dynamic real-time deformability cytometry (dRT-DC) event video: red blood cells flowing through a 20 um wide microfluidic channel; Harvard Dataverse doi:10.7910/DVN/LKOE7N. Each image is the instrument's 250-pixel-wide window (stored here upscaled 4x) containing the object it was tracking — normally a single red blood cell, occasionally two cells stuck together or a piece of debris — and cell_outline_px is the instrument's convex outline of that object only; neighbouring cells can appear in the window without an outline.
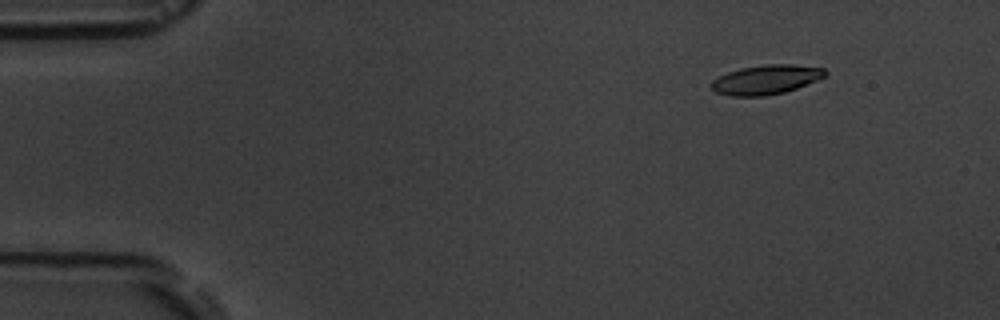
{"species": "common noctule bat (a hibernating species)", "species_latin": "Nyctalus noctula", "temperature_condition": "room temperature", "stored_images_in_passage": 4, "camera_frame_rate_fps": 3000, "um_per_image_px": 0.085, "animal": {"sex": "male", "body_mass_g": 19.5, "forearm_length_mm": 54.6}, "frame": {"image": 1, "passage_image": 2, "time_ms": 1.333, "image_size_px": [1000, 320], "cell_outline_px": [[828, 72], [824, 76], [816, 80], [796, 88], [784, 92], [764, 96], [728, 96], [716, 92], [712, 88], [712, 80], [728, 72], [740, 68], [764, 64], [792, 64], [824, 68]], "centroid_in_image_um": [65.1, 6.76], "position_along_channel_um": 19.9, "area_um2": 19.36}}